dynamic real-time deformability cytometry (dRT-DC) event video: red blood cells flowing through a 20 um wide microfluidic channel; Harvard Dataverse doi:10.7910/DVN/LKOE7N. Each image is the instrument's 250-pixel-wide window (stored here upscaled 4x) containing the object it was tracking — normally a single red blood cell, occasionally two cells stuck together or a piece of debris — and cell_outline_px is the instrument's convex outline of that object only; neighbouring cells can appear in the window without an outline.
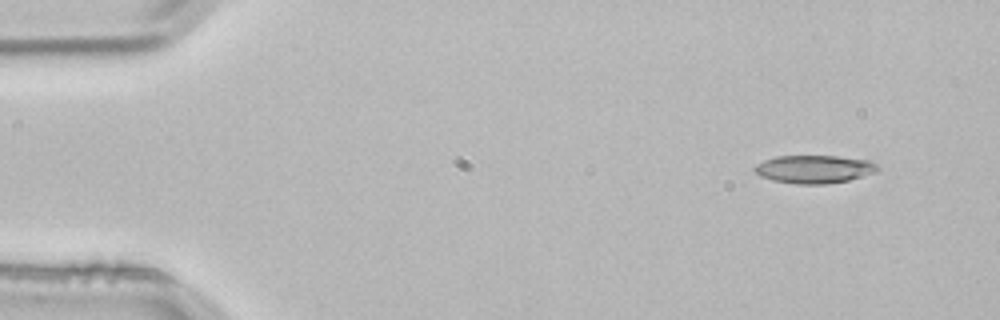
{"species": "common noctule bat (a hibernating species)", "species_latin": "Nyctalus noctula", "temperature_condition": "room temperature", "stored_images_in_passage": 2, "camera_frame_rate_fps": 3000, "um_per_image_px": 0.085, "animal": {"sex": "male", "body_mass_g": 21.5, "forearm_length_mm": 52.0}, "frame": {"image": 1, "passage_image": 1, "time_ms": 0.0, "image_size_px": [1000, 320], "cell_outline_px": [[880, 168], [876, 172], [848, 180], [824, 184], [796, 184], [772, 180], [760, 176], [752, 168], [756, 164], [764, 160], [776, 156], [836, 156], [872, 160]], "centroid_in_image_um": [69.21, 14.37], "position_along_channel_um": 15.8, "area_um2": 20.17}}